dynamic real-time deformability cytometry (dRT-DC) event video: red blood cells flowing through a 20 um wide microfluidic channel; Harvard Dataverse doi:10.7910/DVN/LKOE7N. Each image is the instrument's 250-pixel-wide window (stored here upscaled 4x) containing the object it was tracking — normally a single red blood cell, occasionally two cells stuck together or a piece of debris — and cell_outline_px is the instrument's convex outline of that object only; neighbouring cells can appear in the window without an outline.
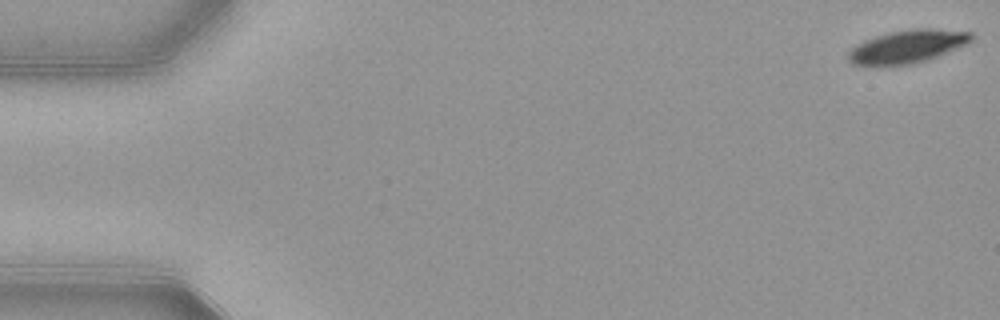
{"species": "common noctule bat (a hibernating species)", "species_latin": "Nyctalus noctula", "temperature_condition": "warm", "stored_images_in_passage": 54, "camera_frame_rate_fps": 3000, "um_per_image_px": 0.085, "animal": {"sex": "female", "body_mass_g": 21.9}, "frame": {"image": 1, "passage_image": 1, "time_ms": 0.0, "image_size_px": [1000, 320], "cell_outline_px": [[972, 40], [964, 44], [928, 60], [912, 64], [880, 68], [876, 68], [852, 64], [848, 60], [848, 52], [856, 44], [864, 40], [888, 32], [916, 28], [932, 28], [972, 32]], "centroid_in_image_um": [77.03, 3.99], "position_along_channel_um": 8.0, "area_um2": 24.16}}
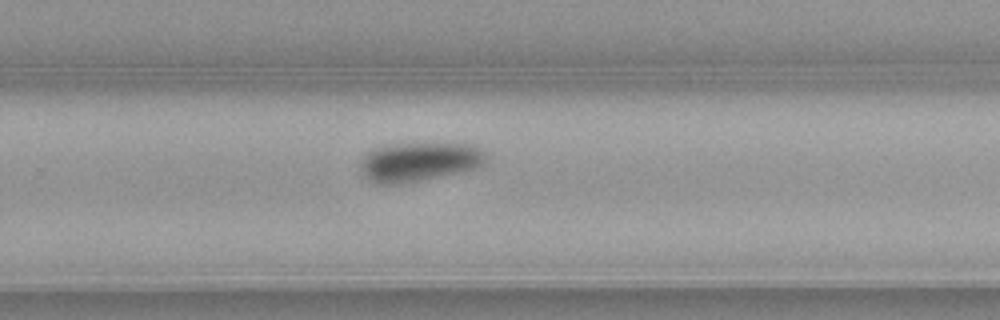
{"frame": {"image": 2, "passage_image": 35, "time_ms": 11.333, "image_size_px": [1000, 320], "cell_outline_px": [[488, 156], [484, 164], [480, 168], [400, 184], [376, 184], [368, 180], [360, 172], [360, 160], [368, 152], [384, 144], [476, 144]], "centroid_in_image_um": [35.63, 13.76], "position_along_channel_um": 294.2, "area_um2": 28.9}}
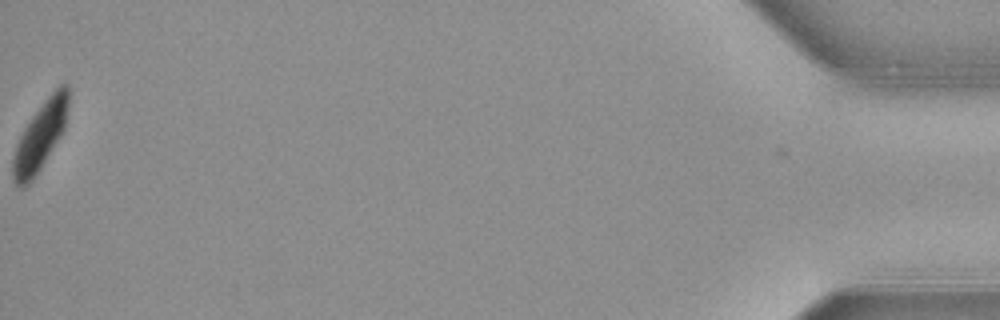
{"frame": {"image": 3, "passage_image": 54, "time_ms": 17.667, "image_size_px": [1000, 320], "cell_outline_px": [[68, 108], [64, 128], [40, 168], [32, 180], [24, 188], [20, 188], [12, 180], [12, 156], [16, 144], [24, 128], [32, 116], [44, 100], [60, 84], [68, 84]], "centroid_in_image_um": [3.38, 11.59], "position_along_channel_um": 431.8, "area_um2": 21.73}, "authors_computed_cell_mechanics": {"area_um2": 27.3683, "velocity_mm_per_s": 3.8472, "shape_relaxation_time_tau1_ms": 2.6554, "shape_relaxation_time_tau2_ms": null, "deformation_change_tau1": 0.1065, "deformation_change_tau2": null}}